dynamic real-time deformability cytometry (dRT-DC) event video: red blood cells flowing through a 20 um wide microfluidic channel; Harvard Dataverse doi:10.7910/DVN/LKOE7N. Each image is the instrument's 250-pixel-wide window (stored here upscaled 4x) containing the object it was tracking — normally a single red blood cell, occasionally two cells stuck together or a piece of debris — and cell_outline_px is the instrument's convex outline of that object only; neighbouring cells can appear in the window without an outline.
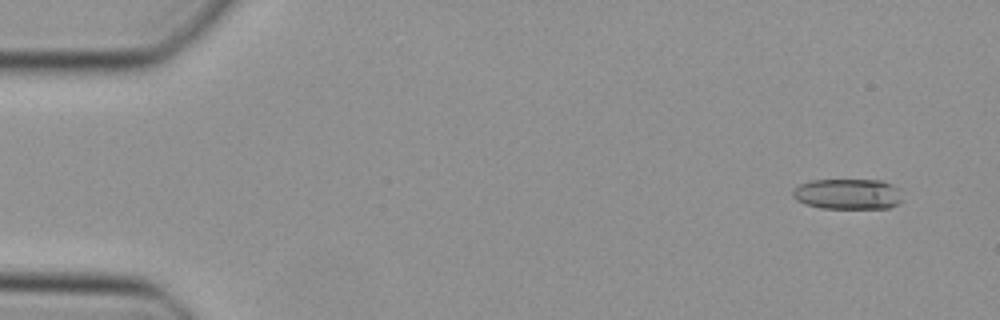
{"species": "Egyptian fruit bat (a non-hibernating species)", "species_latin": "Rousettus aegyptiacus", "temperature_condition": "cold", "stored_images_in_passage": 46, "camera_frame_rate_fps": 3000, "um_per_image_px": 0.085, "animal": {"sex": "female"}, "frame": {"image": 1, "passage_image": 1, "time_ms": 0.0, "image_size_px": [1000, 320], "cell_outline_px": [[904, 200], [888, 208], [820, 208], [804, 204], [796, 200], [792, 196], [792, 188], [800, 184], [812, 180], [880, 180], [892, 184], [900, 188]], "centroid_in_image_um": [72.07, 16.49], "position_along_channel_um": 12.9, "area_um2": 19.88}}
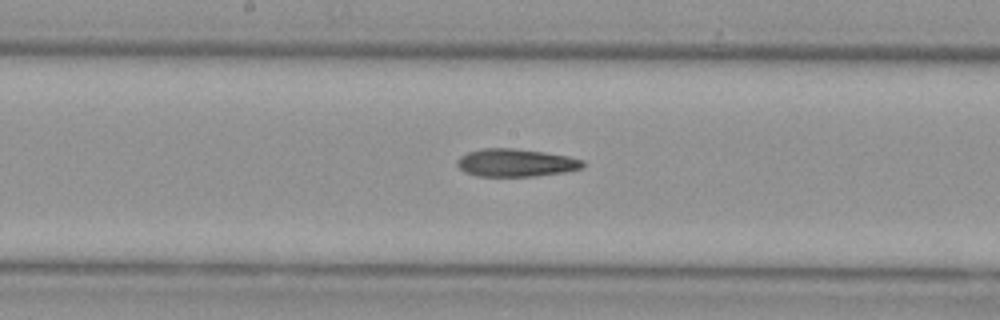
{"frame": {"image": 2, "passage_image": 23, "time_ms": 7.333, "image_size_px": [1000, 320], "cell_outline_px": [[584, 164], [580, 168], [564, 172], [532, 176], [476, 176], [464, 172], [456, 164], [456, 160], [460, 156], [468, 152], [484, 148], [512, 148], [544, 152], [568, 156], [584, 160]], "centroid_in_image_um": [43.8, 13.83], "position_along_channel_um": 204.4, "area_um2": 20.29}}
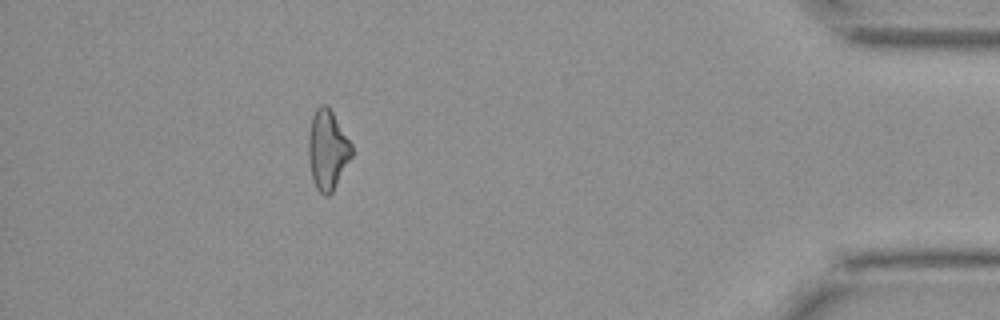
{"frame": {"image": 3, "passage_image": 41, "time_ms": 13.333, "image_size_px": [1000, 320], "cell_outline_px": [[352, 156], [332, 192], [328, 196], [324, 196], [316, 188], [312, 180], [308, 156], [308, 136], [312, 116], [316, 108], [320, 104], [328, 104], [352, 144]], "centroid_in_image_um": [27.83, 12.72], "position_along_channel_um": 407.4, "area_um2": 20.23}}